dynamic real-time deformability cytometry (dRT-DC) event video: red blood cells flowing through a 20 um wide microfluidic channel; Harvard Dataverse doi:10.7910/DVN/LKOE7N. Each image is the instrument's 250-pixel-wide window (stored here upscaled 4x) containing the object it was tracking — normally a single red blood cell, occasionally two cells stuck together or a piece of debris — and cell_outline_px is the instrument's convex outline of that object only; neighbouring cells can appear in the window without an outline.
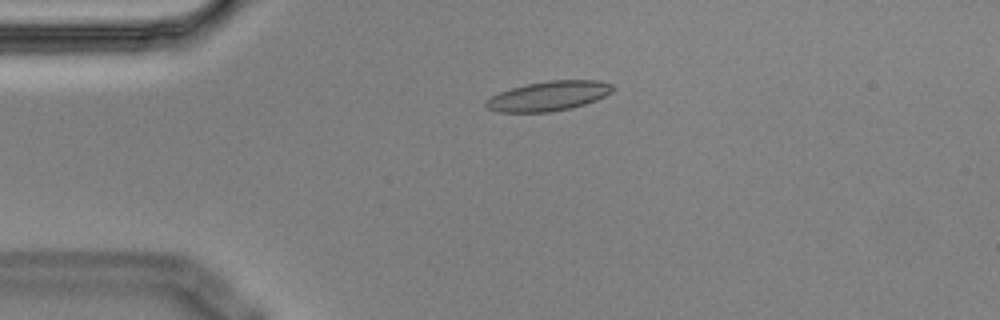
{"species": "Egyptian fruit bat (a non-hibernating species)", "species_latin": "Rousettus aegyptiacus", "temperature_condition": "cold", "stored_images_in_passage": 6, "camera_frame_rate_fps": 3000, "um_per_image_px": 0.085, "animal": {"sex": "male"}, "frame": {"image": 1, "passage_image": 4, "time_ms": 1.0, "image_size_px": [1000, 320], "cell_outline_px": [[616, 88], [612, 92], [596, 100], [572, 108], [552, 112], [496, 112], [488, 108], [484, 104], [484, 100], [500, 92], [512, 88], [528, 84], [548, 80], [600, 80], [612, 84]], "centroid_in_image_um": [46.65, 8.16], "position_along_channel_um": 38.4, "area_um2": 22.02}}